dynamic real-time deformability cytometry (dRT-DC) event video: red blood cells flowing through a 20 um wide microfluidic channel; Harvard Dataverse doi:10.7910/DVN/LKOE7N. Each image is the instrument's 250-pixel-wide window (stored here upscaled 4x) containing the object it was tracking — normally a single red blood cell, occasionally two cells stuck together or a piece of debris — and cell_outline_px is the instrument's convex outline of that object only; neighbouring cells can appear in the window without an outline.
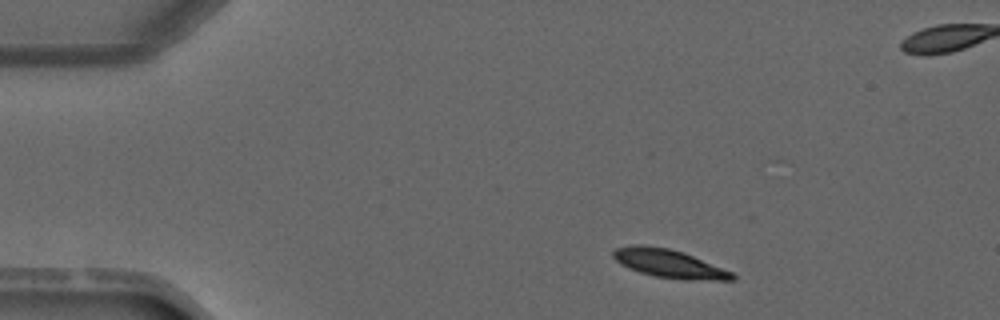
{"species": "common noctule bat (a hibernating species)", "species_latin": "Nyctalus noctula", "temperature_condition": "warm", "stored_images_in_passage": 4, "camera_frame_rate_fps": 3000, "um_per_image_px": 0.085, "animal": {"sex": "male", "forearm_length_mm": 52.5}, "frame": {"image": 1, "passage_image": 1, "time_ms": 0.0, "image_size_px": [1000, 320], "cell_outline_px": [[736, 280], [684, 280], [656, 276], [640, 272], [628, 268], [620, 264], [612, 256], [612, 252], [616, 248], [632, 244], [640, 244], [668, 248], [684, 252], [732, 272], [736, 276]], "centroid_in_image_um": [56.86, 22.4], "position_along_channel_um": 28.1, "area_um2": 19.71}}
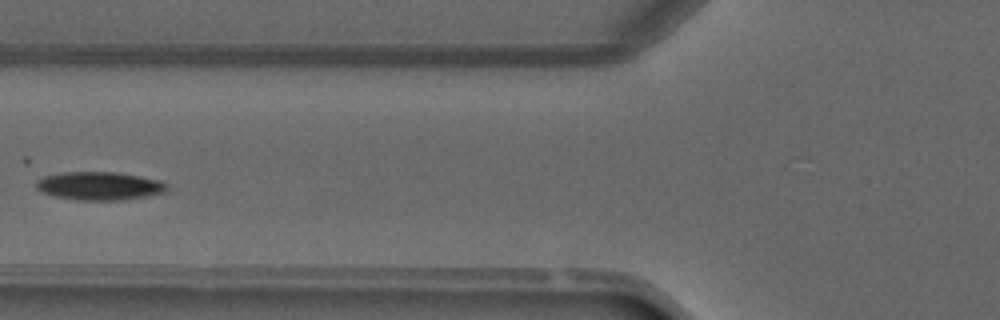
{"frame": {"image": 2, "passage_image": 4, "time_ms": 3.333, "image_size_px": [1000, 320], "cell_outline_px": [[168, 192], [148, 196], [120, 200], [76, 200], [56, 196], [44, 192], [36, 188], [36, 180], [44, 176], [64, 172], [116, 172], [160, 180], [168, 184]], "centroid_in_image_um": [8.5, 15.8], "position_along_channel_um": 117.3, "area_um2": 21.56}}